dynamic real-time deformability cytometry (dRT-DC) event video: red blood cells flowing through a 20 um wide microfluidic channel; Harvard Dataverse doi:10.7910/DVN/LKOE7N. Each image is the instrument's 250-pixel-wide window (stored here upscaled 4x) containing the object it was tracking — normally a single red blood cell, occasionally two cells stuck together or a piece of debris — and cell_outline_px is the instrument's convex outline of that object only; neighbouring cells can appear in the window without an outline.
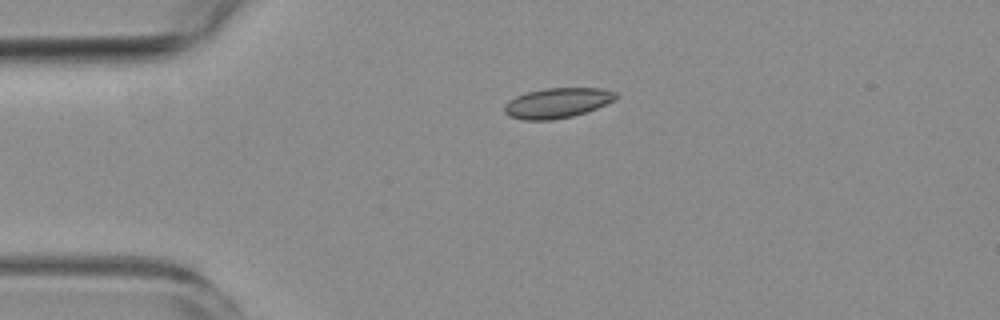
{"species": "common noctule bat (a hibernating species)", "species_latin": "Nyctalus noctula", "temperature_condition": "room temperature", "stored_images_in_passage": 2, "camera_frame_rate_fps": 3000, "um_per_image_px": 0.085, "animal": {"sex": "female", "body_mass_g": 19.3, "forearm_length_mm": 54.1}, "frame": {"image": 1, "passage_image": 1, "time_ms": 0.0, "image_size_px": [1000, 320], "cell_outline_px": [[616, 100], [596, 108], [572, 116], [552, 120], [524, 120], [508, 116], [504, 112], [504, 104], [508, 100], [516, 96], [528, 92], [544, 88], [600, 88], [616, 92]], "centroid_in_image_um": [47.33, 8.75], "position_along_channel_um": 37.7, "area_um2": 19.54}}